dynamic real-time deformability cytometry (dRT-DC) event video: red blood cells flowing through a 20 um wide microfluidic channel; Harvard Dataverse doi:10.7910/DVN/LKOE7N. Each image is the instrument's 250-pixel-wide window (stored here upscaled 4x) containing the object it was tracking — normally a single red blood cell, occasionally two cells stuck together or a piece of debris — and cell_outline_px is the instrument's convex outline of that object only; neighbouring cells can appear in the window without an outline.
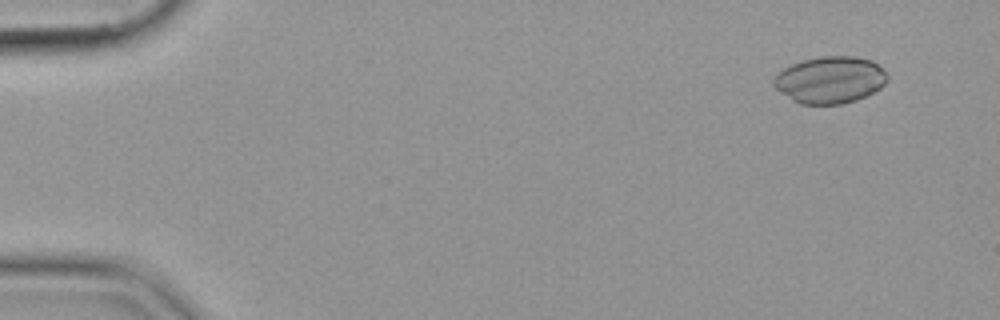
{"species": "common noctule bat (a hibernating species)", "species_latin": "Nyctalus noctula", "temperature_condition": "cold", "stored_images_in_passage": 54, "camera_frame_rate_fps": 3000, "um_per_image_px": 0.085, "animal": {"sex": "female", "body_mass_g": 19.9}, "frame": {"image": 1, "passage_image": 3, "time_ms": 0.667, "image_size_px": [1000, 320], "cell_outline_px": [[888, 80], [880, 88], [856, 100], [840, 104], [800, 104], [776, 88], [772, 84], [772, 80], [784, 68], [800, 60], [820, 56], [856, 56], [872, 60], [888, 76]], "centroid_in_image_um": [70.55, 6.77], "position_along_channel_um": 14.4, "area_um2": 30.81}}
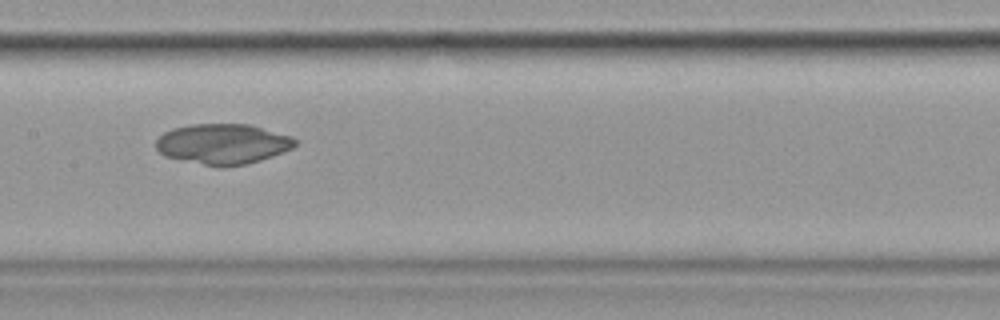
{"frame": {"image": 2, "passage_image": 27, "time_ms": 8.667, "image_size_px": [1000, 320], "cell_outline_px": [[296, 144], [292, 148], [272, 156], [260, 160], [244, 164], [204, 164], [164, 156], [156, 148], [156, 140], [164, 132], [172, 128], [192, 124], [248, 124], [292, 136], [296, 140]], "centroid_in_image_um": [18.93, 12.2], "position_along_channel_um": 188.5, "area_um2": 31.96}}
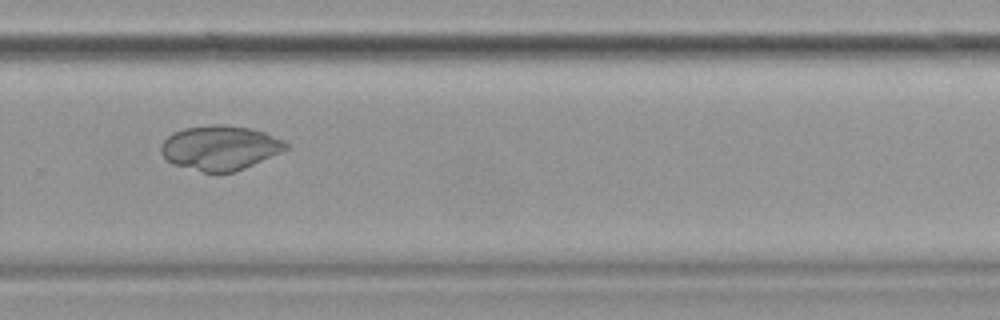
{"frame": {"image": 3, "passage_image": 37, "time_ms": 12.0, "image_size_px": [1000, 320], "cell_outline_px": [[288, 148], [280, 152], [244, 168], [232, 172], [204, 172], [172, 164], [160, 152], [160, 144], [172, 132], [184, 128], [208, 124], [224, 124], [248, 128], [264, 132], [284, 140], [288, 144]], "centroid_in_image_um": [18.66, 12.54], "position_along_channel_um": 311.1, "area_um2": 32.31}}